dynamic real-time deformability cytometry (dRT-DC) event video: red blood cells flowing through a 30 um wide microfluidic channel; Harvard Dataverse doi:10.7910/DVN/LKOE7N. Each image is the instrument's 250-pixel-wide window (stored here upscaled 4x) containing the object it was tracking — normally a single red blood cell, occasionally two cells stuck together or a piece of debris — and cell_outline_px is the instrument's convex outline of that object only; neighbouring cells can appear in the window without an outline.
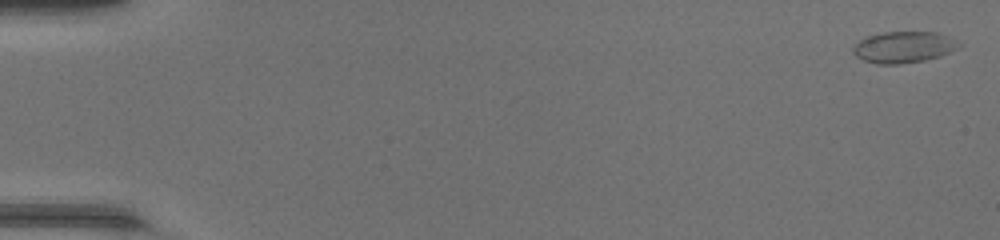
{"species": "common noctule bat (a hibernating species)", "species_latin": "Nyctalus noctula", "temperature_condition": "warm", "stored_images_in_passage": 48, "camera_frame_rate_fps": 3000, "um_per_image_px": 0.085, "animal": {"sex": "female", "body_mass_g": 17.0, "forearm_length_mm": 48.0}, "frame": {"image": 1, "passage_image": 1, "time_ms": 0.0, "image_size_px": [1000, 240], "cell_outline_px": [[964, 44], [960, 48], [940, 56], [924, 60], [900, 64], [876, 64], [864, 60], [856, 56], [852, 52], [852, 48], [860, 40], [868, 36], [884, 32], [936, 32]], "centroid_in_image_um": [76.83, 4.01], "position_along_channel_um": 8.2, "area_um2": 19.31}}
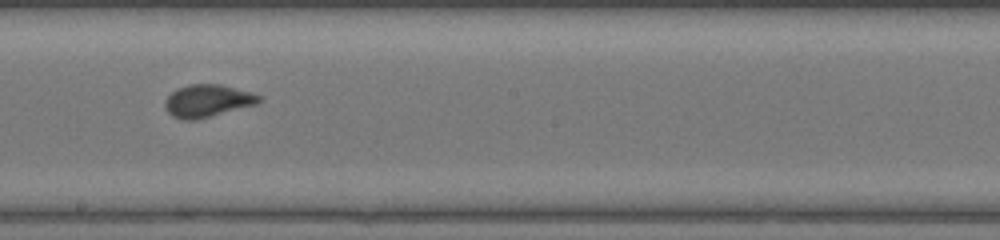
{"frame": {"image": 2, "passage_image": 28, "time_ms": 9.0, "image_size_px": [1000, 240], "cell_outline_px": [[260, 100], [256, 104], [196, 120], [184, 120], [172, 116], [164, 108], [164, 100], [176, 88], [188, 84], [220, 84], [252, 92], [260, 96]], "centroid_in_image_um": [17.59, 8.56], "position_along_channel_um": 230.6, "area_um2": 17.8}}
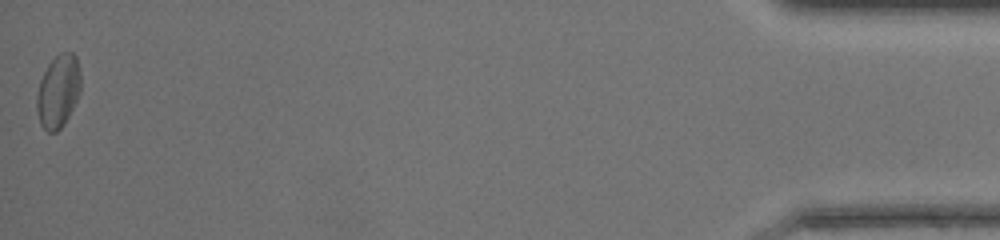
{"frame": {"image": 3, "passage_image": 48, "time_ms": 15.667, "image_size_px": [1000, 240], "cell_outline_px": [[80, 92], [64, 124], [56, 132], [48, 132], [40, 124], [36, 108], [36, 96], [40, 80], [48, 64], [60, 52], [72, 52], [76, 56], [80, 72]], "centroid_in_image_um": [4.94, 7.75], "position_along_channel_um": 430.3, "area_um2": 18.61}, "authors_computed_cell_mechanics": {"area_um2": 17.6579, "velocity_mm_per_s": 4.3953, "shape_relaxation_time_tau1_ms": 4.3162, "shape_relaxation_time_tau2_ms": null, "deformation_change_tau1": 0.1312, "deformation_change_tau2": null}}